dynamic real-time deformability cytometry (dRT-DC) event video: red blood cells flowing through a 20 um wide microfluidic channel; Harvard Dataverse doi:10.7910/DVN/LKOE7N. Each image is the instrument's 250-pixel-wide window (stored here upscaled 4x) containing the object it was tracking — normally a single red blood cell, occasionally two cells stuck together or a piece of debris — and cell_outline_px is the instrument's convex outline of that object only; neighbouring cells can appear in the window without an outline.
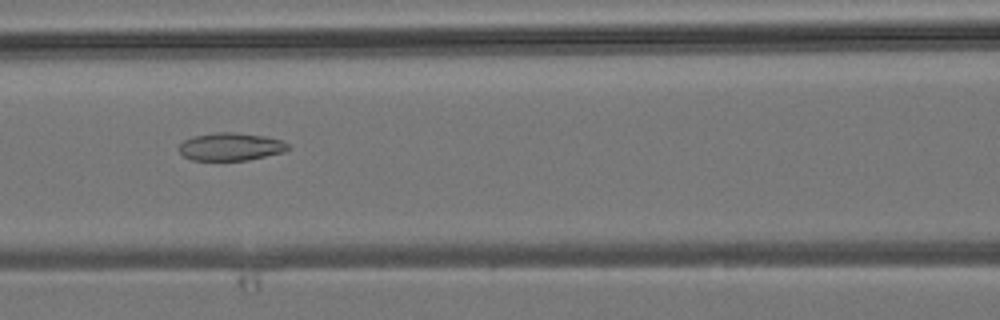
{"species": "common noctule bat (a hibernating species)", "species_latin": "Nyctalus noctula", "temperature_condition": "room temperature", "stored_images_in_passage": 3, "camera_frame_rate_fps": 3000, "um_per_image_px": 0.085, "animal": {"sex": "male", "body_mass_g": 19.2, "forearm_length_mm": 51.8}, "frame": {"image": 1, "passage_image": 3, "time_ms": 2.0, "image_size_px": [1000, 320], "cell_outline_px": [[292, 148], [284, 152], [248, 160], [192, 160], [184, 156], [180, 152], [180, 144], [184, 140], [192, 136], [216, 132], [232, 132], [264, 136], [284, 140]], "centroid_in_image_um": [19.65, 12.46], "position_along_channel_um": 147.0, "area_um2": 17.74}}